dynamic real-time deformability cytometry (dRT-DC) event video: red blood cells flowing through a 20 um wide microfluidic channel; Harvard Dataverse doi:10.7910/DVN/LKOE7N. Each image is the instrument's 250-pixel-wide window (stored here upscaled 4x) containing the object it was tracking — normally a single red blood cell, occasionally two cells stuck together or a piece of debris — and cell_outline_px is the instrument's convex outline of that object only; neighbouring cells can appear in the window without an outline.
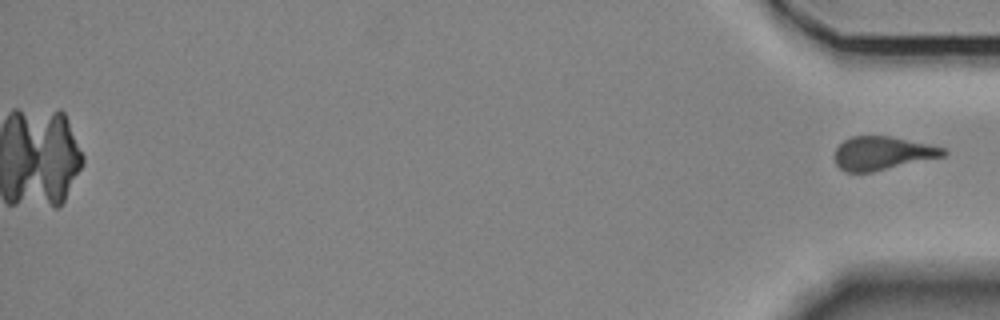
{"species": "Egyptian fruit bat (a non-hibernating species)", "species_latin": "Rousettus aegyptiacus", "temperature_condition": "room temperature", "stored_images_in_passage": 47, "camera_frame_rate_fps": 3000, "um_per_image_px": 0.085, "animal": {"sex": "female"}, "frame": {"image": 1, "passage_image": 47, "time_ms": 15.333, "image_size_px": [1000, 320], "cell_outline_px": [[948, 152], [944, 156], [872, 172], [844, 172], [836, 164], [836, 148], [844, 140], [852, 136], [888, 136], [928, 144], [944, 148]], "centroid_in_image_um": [75.0, 13.03], "position_along_channel_um": 360.2, "area_um2": 20.92}}